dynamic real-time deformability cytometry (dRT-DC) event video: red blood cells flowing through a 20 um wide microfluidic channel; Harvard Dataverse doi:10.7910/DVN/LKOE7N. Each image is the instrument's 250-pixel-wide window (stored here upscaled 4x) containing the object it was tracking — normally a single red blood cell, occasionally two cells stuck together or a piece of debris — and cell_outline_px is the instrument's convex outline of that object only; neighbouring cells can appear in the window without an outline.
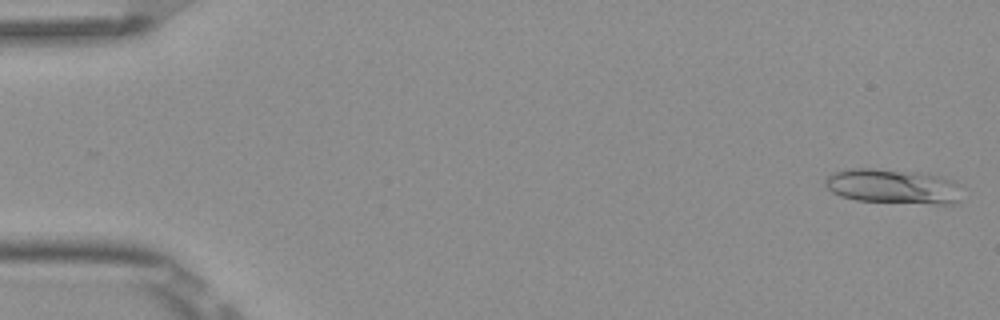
{"species": "Egyptian fruit bat (a non-hibernating species)", "species_latin": "Rousettus aegyptiacus", "temperature_condition": "room temperature", "stored_images_in_passage": 5, "camera_frame_rate_fps": 3000, "um_per_image_px": 0.085, "frame": {"image": 1, "passage_image": 1, "time_ms": 0.0, "image_size_px": [1000, 320], "cell_outline_px": [[960, 204], [932, 204], [856, 200], [840, 196], [832, 192], [824, 184], [824, 180], [832, 172], [852, 168], [872, 168], [916, 172], [940, 176], [956, 180], [960, 200]], "centroid_in_image_um": [75.91, 15.84], "position_along_channel_um": 9.1, "area_um2": 27.86}}
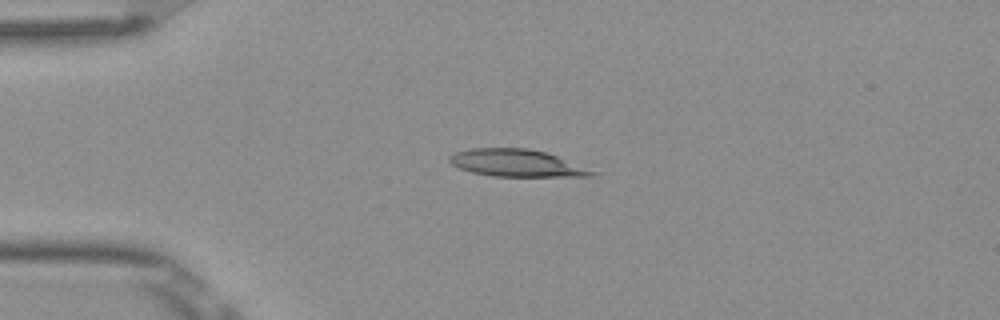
{"frame": {"image": 2, "passage_image": 4, "time_ms": 1.0, "image_size_px": [1000, 320], "cell_outline_px": [[600, 172], [592, 176], [492, 176], [472, 172], [460, 168], [452, 164], [448, 160], [448, 156], [456, 152], [472, 148], [528, 148], [548, 152]], "centroid_in_image_um": [43.95, 13.85], "position_along_channel_um": 41.0, "area_um2": 22.72}}